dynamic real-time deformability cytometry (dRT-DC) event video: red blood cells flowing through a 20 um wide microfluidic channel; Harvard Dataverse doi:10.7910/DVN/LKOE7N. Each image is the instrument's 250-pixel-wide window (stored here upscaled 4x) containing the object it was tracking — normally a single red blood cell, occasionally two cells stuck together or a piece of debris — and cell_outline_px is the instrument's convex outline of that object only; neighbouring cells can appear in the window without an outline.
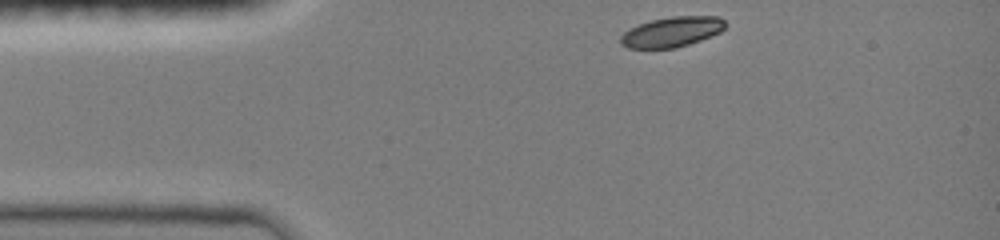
{"species": "common noctule bat (a hibernating species)", "species_latin": "Nyctalus noctula", "temperature_condition": "room temperature", "stored_images_in_passage": 35, "camera_frame_rate_fps": 3000, "um_per_image_px": 0.085, "animal": {"sex": "female", "body_mass_g": 19.0, "forearm_length_mm": 51.5}, "frame": {"image": 1, "passage_image": 1, "time_ms": 0.0, "image_size_px": [1000, 240], "cell_outline_px": [[724, 28], [720, 32], [700, 40], [676, 48], [628, 48], [620, 44], [620, 36], [624, 32], [640, 24], [652, 20], [672, 16], [720, 16], [724, 20]], "centroid_in_image_um": [57.1, 2.71], "position_along_channel_um": 27.9, "area_um2": 18.21}}
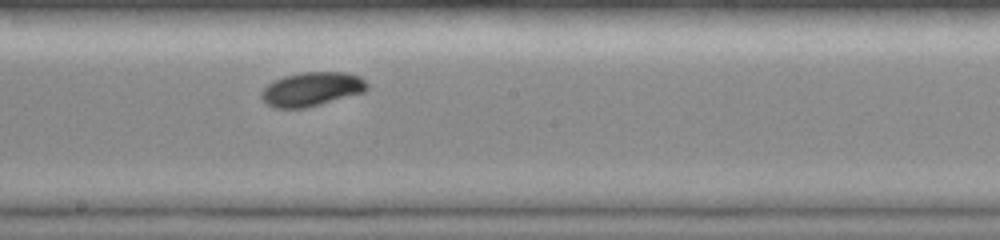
{"frame": {"image": 2, "passage_image": 19, "time_ms": 6.0, "image_size_px": [1000, 240], "cell_outline_px": [[368, 88], [364, 92], [320, 104], [304, 108], [276, 108], [268, 104], [260, 96], [260, 92], [268, 84], [284, 76], [300, 72], [344, 72], [360, 76], [368, 84]], "centroid_in_image_um": [26.5, 7.57], "position_along_channel_um": 221.7, "area_um2": 20.81}}
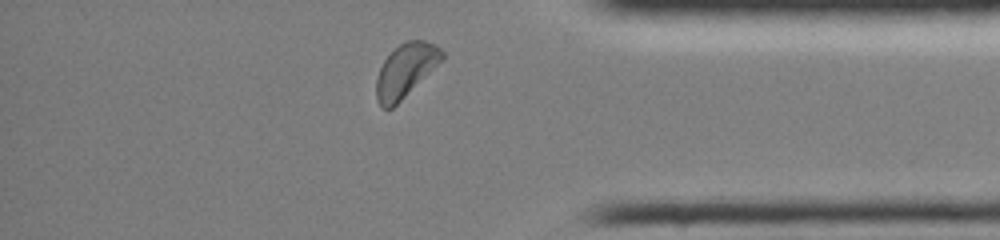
{"frame": {"image": 3, "passage_image": 33, "time_ms": 10.667, "image_size_px": [1000, 240], "cell_outline_px": [[444, 56], [392, 108], [384, 108], [376, 100], [376, 80], [380, 68], [384, 60], [400, 44], [408, 40], [424, 40], [436, 44], [444, 52]], "centroid_in_image_um": [34.44, 5.95], "position_along_channel_um": 400.8, "area_um2": 19.59}, "authors_computed_cell_mechanics": {"area_um2": 20.2878, "velocity_mm_per_s": 3.9893, "shape_relaxation_time_tau1_ms": 1.9533, "shape_relaxation_time_tau2_ms": null, "deformation_change_tau1": 0.0956, "deformation_change_tau2": null}}